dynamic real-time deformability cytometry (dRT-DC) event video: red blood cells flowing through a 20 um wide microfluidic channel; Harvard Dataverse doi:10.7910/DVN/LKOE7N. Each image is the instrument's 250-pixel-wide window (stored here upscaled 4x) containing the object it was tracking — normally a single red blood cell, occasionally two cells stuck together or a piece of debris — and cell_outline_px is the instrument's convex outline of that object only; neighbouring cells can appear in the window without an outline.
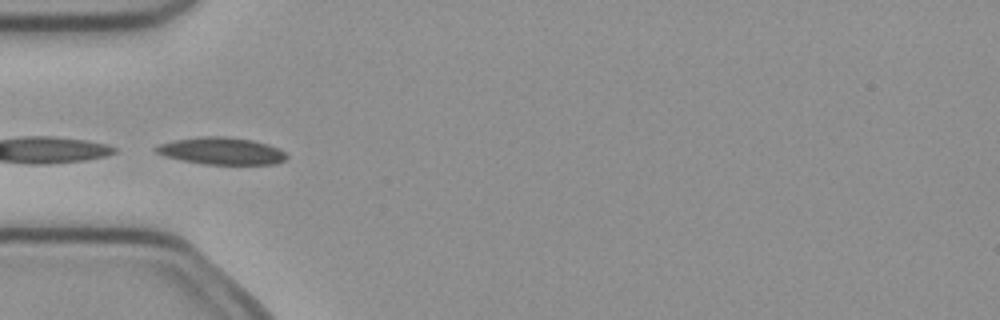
{"species": "common noctule bat (a hibernating species)", "species_latin": "Nyctalus noctula", "temperature_condition": "cold", "stored_images_in_passage": 4, "camera_frame_rate_fps": 3000, "um_per_image_px": 0.085, "animal": {"sex": "female", "body_mass_g": 21.9}, "frame": {"image": 1, "passage_image": 4, "time_ms": 1.0, "image_size_px": [1000, 320], "cell_outline_px": [[288, 156], [284, 160], [276, 164], [204, 164], [164, 156], [156, 152], [152, 148], [156, 144], [176, 140], [200, 136], [224, 136], [252, 140], [268, 144], [280, 148]], "centroid_in_image_um": [18.81, 12.82], "position_along_channel_um": 66.2, "area_um2": 20.69}}